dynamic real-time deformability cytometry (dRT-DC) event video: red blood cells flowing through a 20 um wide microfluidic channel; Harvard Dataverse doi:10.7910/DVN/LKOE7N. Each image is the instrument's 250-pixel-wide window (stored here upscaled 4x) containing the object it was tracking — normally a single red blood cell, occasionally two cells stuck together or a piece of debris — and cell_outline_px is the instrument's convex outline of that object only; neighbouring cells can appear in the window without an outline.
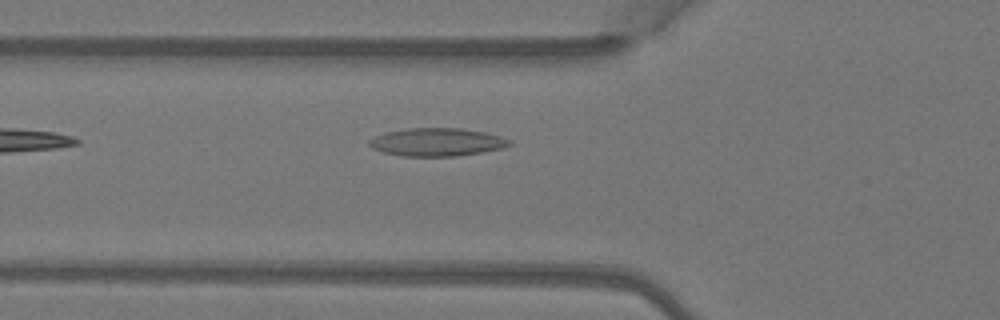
{"species": "Egyptian fruit bat (a non-hibernating species)", "species_latin": "Rousettus aegyptiacus", "temperature_condition": "warm", "stored_images_in_passage": 4, "camera_frame_rate_fps": 3000, "um_per_image_px": 0.085, "animal": {"sex": "female"}, "frame": {"image": 1, "passage_image": 4, "time_ms": 1.0, "image_size_px": [1000, 320], "cell_outline_px": [[512, 144], [504, 148], [484, 152], [456, 156], [404, 156], [384, 152], [372, 148], [368, 144], [368, 140], [384, 132], [408, 128], [460, 128], [484, 132], [500, 136], [512, 140]], "centroid_in_image_um": [37.16, 12.08], "position_along_channel_um": 88.6, "area_um2": 23.0}}